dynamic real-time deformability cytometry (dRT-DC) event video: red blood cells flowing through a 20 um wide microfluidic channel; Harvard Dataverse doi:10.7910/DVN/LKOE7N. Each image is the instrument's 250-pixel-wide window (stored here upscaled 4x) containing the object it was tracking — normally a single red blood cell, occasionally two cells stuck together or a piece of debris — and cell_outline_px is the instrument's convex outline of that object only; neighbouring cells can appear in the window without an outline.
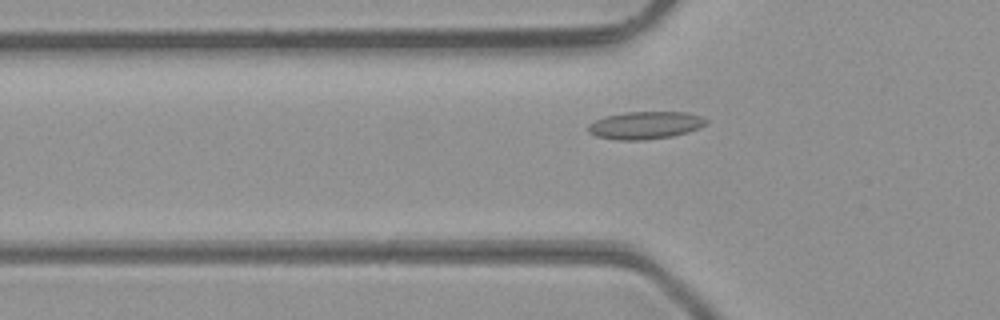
{"species": "common noctule bat (a hibernating species)", "species_latin": "Nyctalus noctula", "temperature_condition": "room temperature", "stored_images_in_passage": 42, "camera_frame_rate_fps": 3000, "um_per_image_px": 0.085, "animal": {"sex": "male", "body_mass_g": 23.1, "forearm_length_mm": 52.7}, "frame": {"image": 1, "passage_image": 10, "time_ms": 3.0, "image_size_px": [1000, 320], "cell_outline_px": [[708, 120], [700, 128], [688, 132], [672, 136], [644, 140], [616, 140], [596, 136], [588, 132], [588, 124], [604, 116], [624, 112], [688, 112], [700, 116]], "centroid_in_image_um": [54.83, 10.64], "position_along_channel_um": 71.0, "area_um2": 19.02}}
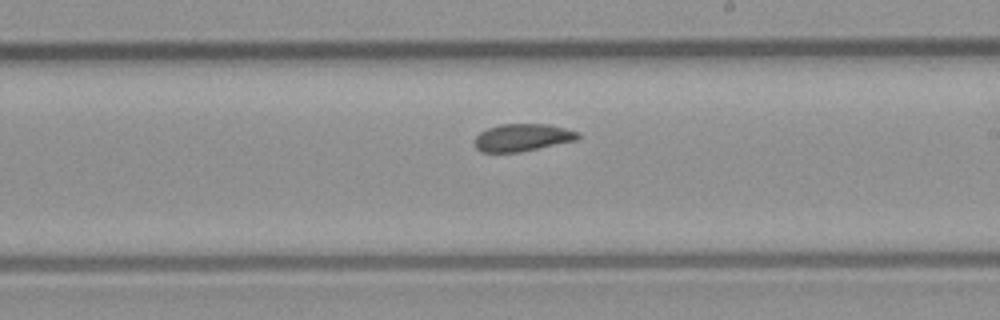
{"frame": {"image": 2, "passage_image": 22, "time_ms": 7.0, "image_size_px": [1000, 320], "cell_outline_px": [[580, 136], [576, 140], [520, 152], [480, 152], [476, 148], [476, 136], [480, 132], [488, 128], [500, 124], [548, 124], [580, 132]], "centroid_in_image_um": [44.41, 11.68], "position_along_channel_um": 244.6, "area_um2": 16.42}}
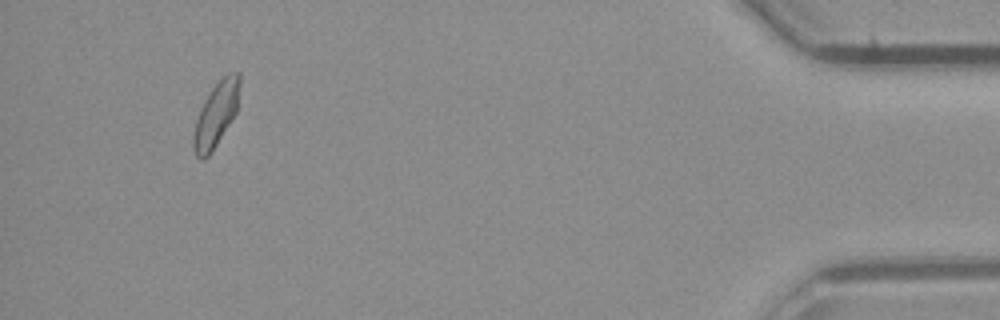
{"frame": {"image": 3, "passage_image": 39, "time_ms": 12.667, "image_size_px": [1000, 320], "cell_outline_px": [[240, 84], [236, 112], [212, 152], [204, 160], [200, 160], [196, 156], [192, 148], [192, 136], [196, 120], [200, 108], [204, 100], [212, 88], [228, 72], [240, 72]], "centroid_in_image_um": [18.34, 9.76], "position_along_channel_um": 416.9, "area_um2": 17.4}, "authors_computed_cell_mechanics": {"area_um2": 17.051, "velocity_mm_per_s": 4.3188, "shape_relaxation_time_tau1_ms": null, "shape_relaxation_time_tau2_ms": 2.7445, "deformation_change_tau1": null, "deformation_change_tau2": 0.0648}}